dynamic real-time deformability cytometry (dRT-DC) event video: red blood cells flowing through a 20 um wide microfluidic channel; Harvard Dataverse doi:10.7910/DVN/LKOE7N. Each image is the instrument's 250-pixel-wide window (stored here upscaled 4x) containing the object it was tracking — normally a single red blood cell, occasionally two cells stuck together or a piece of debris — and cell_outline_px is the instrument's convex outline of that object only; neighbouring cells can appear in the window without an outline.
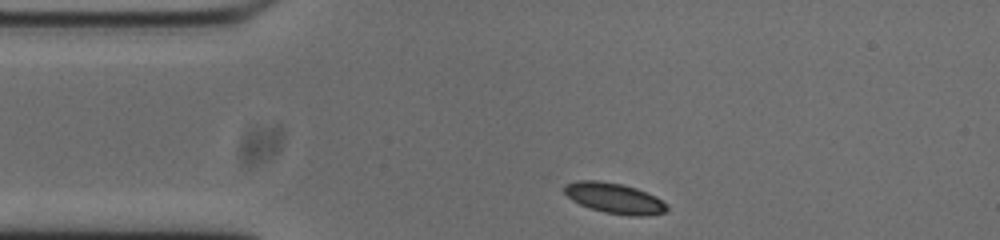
{"species": "common noctule bat (a hibernating species)", "species_latin": "Nyctalus noctula", "temperature_condition": "cold", "stored_images_in_passage": 45, "camera_frame_rate_fps": 3000, "um_per_image_px": 0.085, "animal": {"sex": "male", "body_mass_g": 20.0, "forearm_length_mm": 53.3}, "frame": {"image": 1, "passage_image": 1, "time_ms": 0.0, "image_size_px": [1000, 240], "cell_outline_px": [[668, 208], [664, 212], [644, 216], [628, 216], [604, 212], [580, 204], [572, 200], [564, 192], [564, 184], [576, 180], [600, 180], [620, 184], [636, 188], [656, 196], [668, 204]], "centroid_in_image_um": [52.22, 16.84], "position_along_channel_um": 32.8, "area_um2": 18.26}}
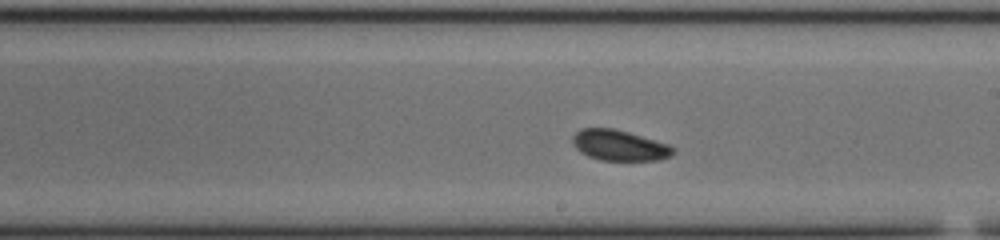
{"frame": {"image": 2, "passage_image": 20, "time_ms": 6.333, "image_size_px": [1000, 240], "cell_outline_px": [[676, 152], [672, 156], [660, 160], [600, 160], [588, 156], [580, 152], [576, 148], [572, 140], [572, 136], [576, 132], [584, 128], [612, 128], [628, 132], [668, 144]], "centroid_in_image_um": [52.65, 12.36], "position_along_channel_um": 236.4, "area_um2": 17.86}}
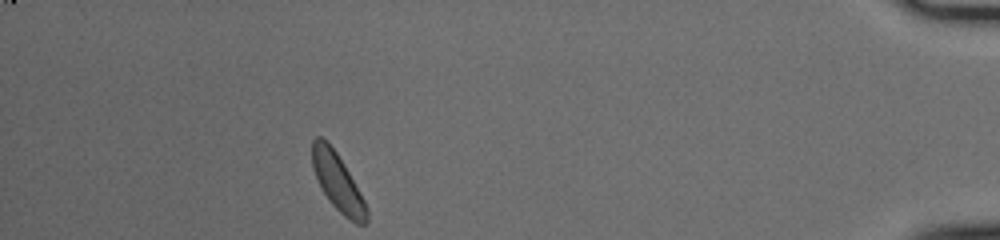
{"frame": {"image": 3, "passage_image": 39, "time_ms": 12.667, "image_size_px": [1000, 240], "cell_outline_px": [[368, 224], [356, 224], [344, 216], [328, 200], [312, 168], [312, 140], [316, 136], [320, 136], [336, 152], [360, 192], [368, 208]], "centroid_in_image_um": [28.72, 15.52], "position_along_channel_um": 406.5, "area_um2": 17.86}, "authors_computed_cell_mechanics": {"area_um2": 18.207, "velocity_mm_per_s": 3.7092, "shape_relaxation_time_tau1_ms": 1.2668, "shape_relaxation_time_tau2_ms": null, "deformation_change_tau1": 0.0471, "deformation_change_tau2": null}}